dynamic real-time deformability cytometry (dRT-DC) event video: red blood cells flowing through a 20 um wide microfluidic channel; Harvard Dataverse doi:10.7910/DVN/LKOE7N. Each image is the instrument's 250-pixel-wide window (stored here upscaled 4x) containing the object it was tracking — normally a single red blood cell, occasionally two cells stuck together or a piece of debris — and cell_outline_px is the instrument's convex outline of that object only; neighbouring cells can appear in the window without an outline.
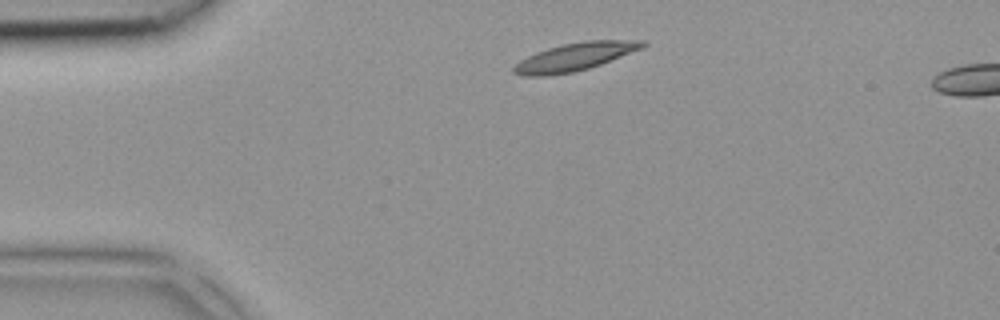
{"species": "common noctule bat (a hibernating species)", "species_latin": "Nyctalus noctula", "temperature_condition": "room temperature", "stored_images_in_passage": 36, "segment_of_instrument_passage": [1, 2], "camera_frame_rate_fps": 3000, "um_per_image_px": 0.085, "animal": {"sex": "female", "body_mass_g": 18.4}, "frame": {"image": 1, "passage_image": 1, "time_ms": 0.0, "image_size_px": [1000, 320], "cell_outline_px": [[648, 44], [644, 48], [600, 64], [588, 68], [572, 72], [544, 76], [528, 76], [512, 72], [512, 68], [520, 60], [536, 52], [548, 48], [564, 44], [584, 40], [648, 40]], "centroid_in_image_um": [48.91, 4.81], "position_along_channel_um": 36.1, "area_um2": 20.87}}
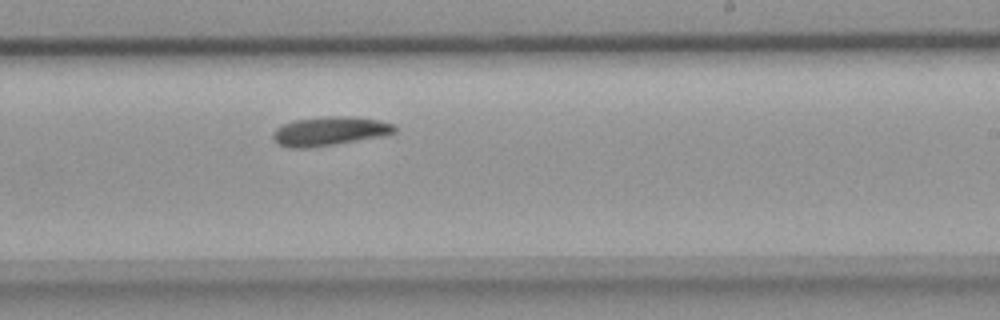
{"frame": {"image": 2, "passage_image": 18, "time_ms": 5.667, "image_size_px": [1000, 320], "cell_outline_px": [[396, 132], [384, 136], [336, 144], [308, 148], [288, 148], [280, 144], [272, 136], [272, 132], [276, 128], [284, 124], [296, 120], [328, 116], [356, 116], [380, 120], [396, 124]], "centroid_in_image_um": [28.08, 11.14], "position_along_channel_um": 260.9, "area_um2": 20.69}}
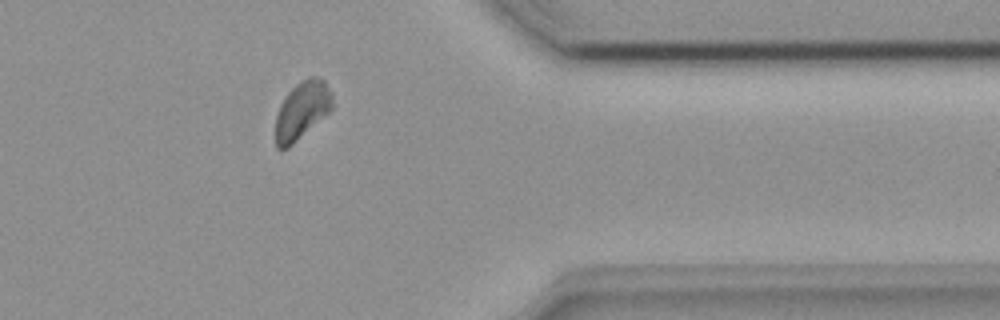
{"frame": {"image": 3, "passage_image": 27, "time_ms": 8.667, "image_size_px": [1000, 320], "cell_outline_px": [[336, 104], [328, 112], [288, 148], [276, 148], [276, 116], [280, 104], [288, 92], [300, 80], [308, 76], [316, 76], [324, 80], [332, 92]], "centroid_in_image_um": [25.7, 9.32], "position_along_channel_um": 385.7, "area_um2": 19.13}}